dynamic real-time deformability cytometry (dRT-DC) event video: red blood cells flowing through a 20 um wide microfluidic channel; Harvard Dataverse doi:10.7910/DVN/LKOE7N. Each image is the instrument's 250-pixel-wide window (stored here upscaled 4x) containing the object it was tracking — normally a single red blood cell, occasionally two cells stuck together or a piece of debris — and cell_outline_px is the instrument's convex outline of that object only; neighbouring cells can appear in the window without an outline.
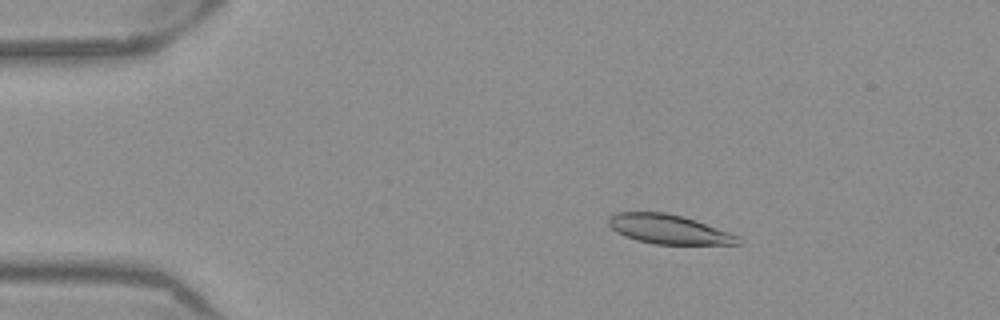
{"species": "Egyptian fruit bat (a non-hibernating species)", "species_latin": "Rousettus aegyptiacus", "temperature_condition": "warm", "stored_images_in_passage": 53, "camera_frame_rate_fps": 3000, "um_per_image_px": 0.085, "frame": {"image": 1, "passage_image": 10, "time_ms": 3.0, "image_size_px": [1000, 320], "cell_outline_px": [[740, 244], [656, 244], [636, 240], [624, 236], [616, 232], [608, 224], [608, 216], [616, 212], [668, 212], [740, 236]], "centroid_in_image_um": [56.77, 19.49], "position_along_channel_um": 28.2, "area_um2": 21.85}}
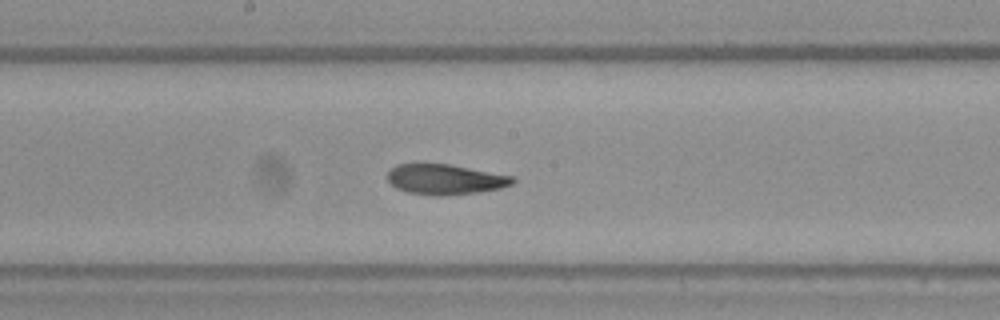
{"frame": {"image": 2, "passage_image": 29, "time_ms": 9.333, "image_size_px": [1000, 320], "cell_outline_px": [[516, 180], [512, 184], [500, 188], [476, 192], [440, 196], [432, 196], [408, 192], [396, 188], [388, 180], [388, 172], [396, 164], [448, 164], [516, 176]], "centroid_in_image_um": [37.86, 15.24], "position_along_channel_um": 210.3, "area_um2": 22.02}}
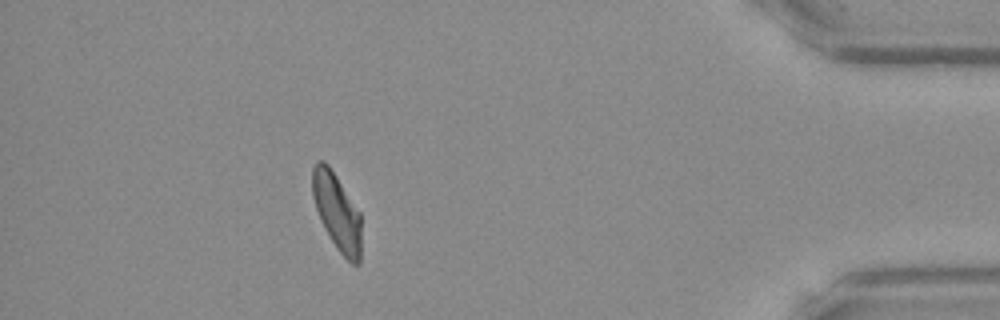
{"frame": {"image": 3, "passage_image": 48, "time_ms": 15.667, "image_size_px": [1000, 320], "cell_outline_px": [[360, 264], [352, 264], [336, 248], [324, 228], [320, 220], [312, 196], [312, 168], [316, 160], [324, 160], [328, 164], [360, 212]], "centroid_in_image_um": [28.61, 17.98], "position_along_channel_um": 406.6, "area_um2": 21.85}, "authors_computed_cell_mechanics": {"area_um2": 22.6576, "velocity_mm_per_s": 3.8845, "shape_relaxation_time_tau1_ms": null, "shape_relaxation_time_tau2_ms": 2.8477, "deformation_change_tau1": null, "deformation_change_tau2": 0.0923}}